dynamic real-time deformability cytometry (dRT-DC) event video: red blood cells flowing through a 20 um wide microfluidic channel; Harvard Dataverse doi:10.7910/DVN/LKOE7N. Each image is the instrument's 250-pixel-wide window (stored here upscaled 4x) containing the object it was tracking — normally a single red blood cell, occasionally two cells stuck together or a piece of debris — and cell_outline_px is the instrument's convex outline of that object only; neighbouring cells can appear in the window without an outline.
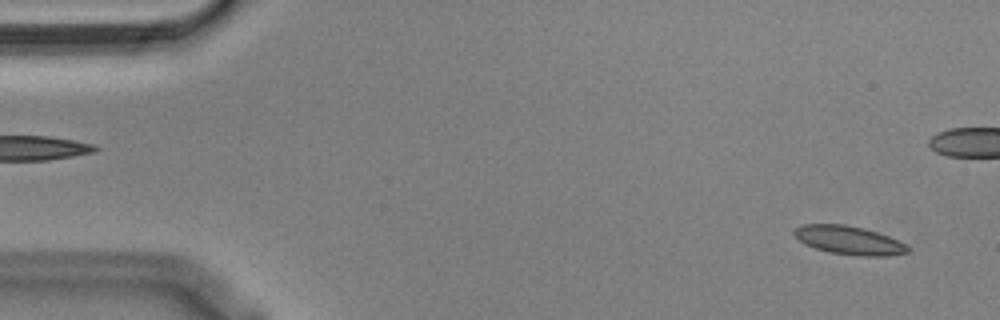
{"species": "Egyptian fruit bat (a non-hibernating species)", "species_latin": "Rousettus aegyptiacus", "temperature_condition": "cold", "stored_images_in_passage": 54, "camera_frame_rate_fps": 3000, "um_per_image_px": 0.085, "animal": {"sex": "male"}, "frame": {"image": 1, "passage_image": 1, "time_ms": 0.0, "image_size_px": [1000, 320], "cell_outline_px": [[912, 248], [908, 252], [888, 256], [856, 256], [828, 252], [804, 244], [792, 232], [800, 224], [844, 224], [864, 228], [888, 236]], "centroid_in_image_um": [72.16, 20.42], "position_along_channel_um": 12.8, "area_um2": 18.9}}
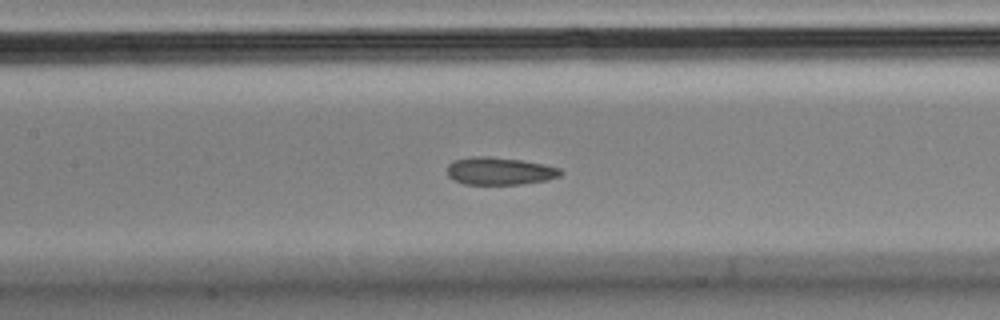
{"frame": {"image": 2, "passage_image": 23, "time_ms": 7.333, "image_size_px": [1000, 320], "cell_outline_px": [[564, 172], [560, 176], [548, 180], [520, 184], [464, 184], [448, 176], [448, 164], [452, 160], [472, 156], [488, 156], [520, 160], [544, 164], [560, 168]], "centroid_in_image_um": [42.48, 14.53], "position_along_channel_um": 164.9, "area_um2": 18.26}}
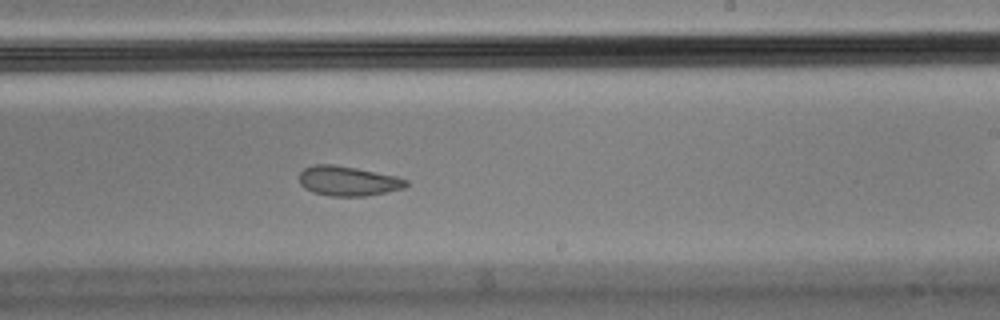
{"frame": {"image": 3, "passage_image": 31, "time_ms": 10.0, "image_size_px": [1000, 320], "cell_outline_px": [[408, 184], [404, 188], [368, 196], [332, 196], [312, 192], [304, 188], [300, 184], [300, 172], [304, 168], [316, 164], [332, 164], [356, 168], [396, 176], [408, 180]], "centroid_in_image_um": [29.58, 15.39], "position_along_channel_um": 259.4, "area_um2": 18.5}, "authors_computed_cell_mechanics": {"area_um2": 19.363, "velocity_mm_per_s": 3.5536, "shape_relaxation_time_tau1_ms": null, "shape_relaxation_time_tau2_ms": 1.2525, "deformation_change_tau1": null, "deformation_change_tau2": 0.0605}}